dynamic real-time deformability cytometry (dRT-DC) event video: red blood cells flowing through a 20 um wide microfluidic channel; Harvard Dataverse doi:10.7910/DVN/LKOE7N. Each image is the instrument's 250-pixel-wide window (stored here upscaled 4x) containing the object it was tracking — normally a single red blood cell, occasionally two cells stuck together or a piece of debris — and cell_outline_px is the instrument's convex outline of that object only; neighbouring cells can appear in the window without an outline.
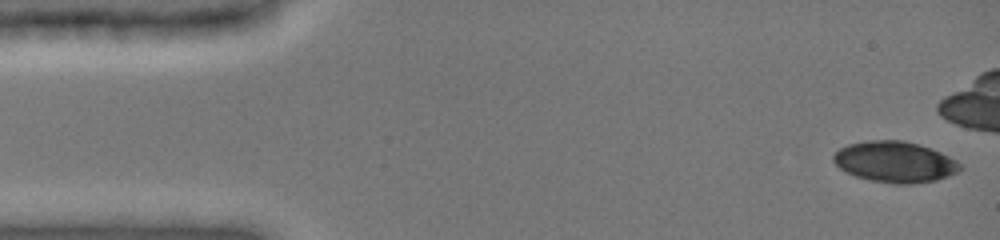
{"species": "common noctule bat (a hibernating species)", "species_latin": "Nyctalus noctula", "temperature_condition": "cold", "stored_images_in_passage": 16, "camera_frame_rate_fps": 3000, "um_per_image_px": 0.085, "animal": {"sex": "female", "body_mass_g": 19.0, "forearm_length_mm": 51.5}, "frame": {"image": 1, "passage_image": 1, "time_ms": 0.0, "image_size_px": [1000, 240], "cell_outline_px": [[964, 168], [948, 176], [936, 180], [908, 184], [896, 184], [872, 180], [856, 176], [840, 168], [832, 160], [832, 156], [840, 148], [848, 144], [868, 140], [904, 140], [932, 148], [956, 160]], "centroid_in_image_um": [76.07, 13.75], "position_along_channel_um": 8.9, "area_um2": 30.11}}